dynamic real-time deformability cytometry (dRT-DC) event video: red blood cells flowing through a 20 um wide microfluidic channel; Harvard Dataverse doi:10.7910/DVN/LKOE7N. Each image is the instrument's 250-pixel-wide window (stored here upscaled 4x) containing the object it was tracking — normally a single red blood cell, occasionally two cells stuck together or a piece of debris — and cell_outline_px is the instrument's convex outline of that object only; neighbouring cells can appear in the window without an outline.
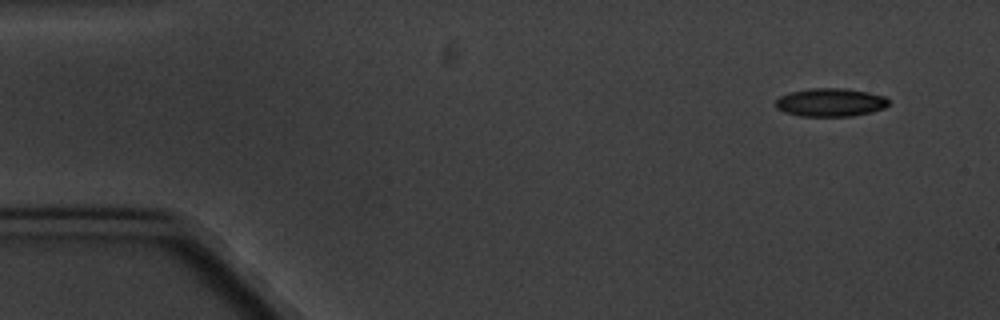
{"species": "common noctule bat (a hibernating species)", "species_latin": "Nyctalus noctula", "temperature_condition": "cold", "stored_images_in_passage": 8, "camera_frame_rate_fps": 3000, "um_per_image_px": 0.085, "animal": {"sex": "male", "body_mass_g": 20.1, "forearm_length_mm": 53.5}, "frame": {"image": 1, "passage_image": 2, "time_ms": 1.0, "image_size_px": [1000, 320], "cell_outline_px": [[888, 104], [884, 108], [872, 112], [852, 116], [800, 116], [784, 112], [776, 108], [776, 100], [780, 96], [792, 92], [808, 88], [844, 88], [868, 92], [884, 96], [888, 100]], "centroid_in_image_um": [70.58, 8.7], "position_along_channel_um": 14.4, "area_um2": 18.61}}
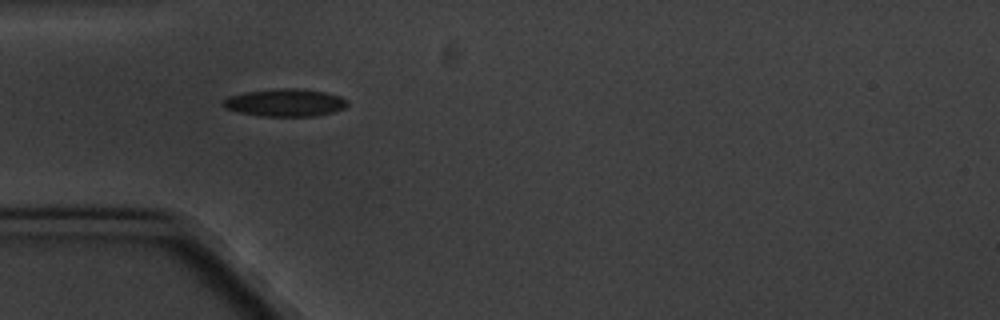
{"frame": {"image": 2, "passage_image": 5, "time_ms": 5.333, "image_size_px": [1000, 320], "cell_outline_px": [[348, 104], [344, 108], [332, 112], [316, 116], [264, 116], [240, 112], [224, 108], [220, 104], [220, 100], [228, 96], [244, 92], [276, 88], [300, 88], [324, 92], [340, 96], [348, 100]], "centroid_in_image_um": [24.2, 8.71], "position_along_channel_um": 60.8, "area_um2": 20.17}}